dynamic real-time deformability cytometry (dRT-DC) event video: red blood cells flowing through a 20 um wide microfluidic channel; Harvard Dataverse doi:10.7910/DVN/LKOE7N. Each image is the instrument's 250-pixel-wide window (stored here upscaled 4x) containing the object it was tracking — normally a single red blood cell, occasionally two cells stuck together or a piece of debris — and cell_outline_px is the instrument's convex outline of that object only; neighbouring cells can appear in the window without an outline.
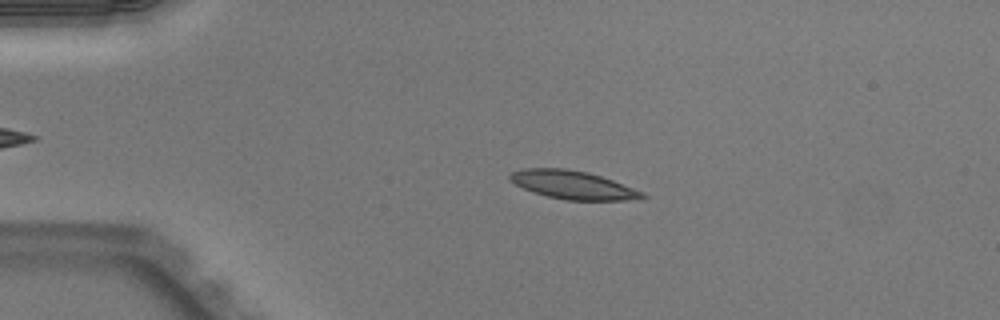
{"species": "Egyptian fruit bat (a non-hibernating species)", "species_latin": "Rousettus aegyptiacus", "temperature_condition": "warm", "stored_images_in_passage": 50, "camera_frame_rate_fps": 3000, "um_per_image_px": 0.085, "animal": {"sex": "male"}, "frame": {"image": 1, "passage_image": 11, "time_ms": 3.333, "image_size_px": [1000, 320], "cell_outline_px": [[648, 196], [624, 200], [564, 200], [532, 192], [516, 184], [508, 176], [512, 172], [524, 168], [564, 168], [588, 172], [612, 180], [644, 192]], "centroid_in_image_um": [48.68, 15.71], "position_along_channel_um": 36.3, "area_um2": 21.56}}
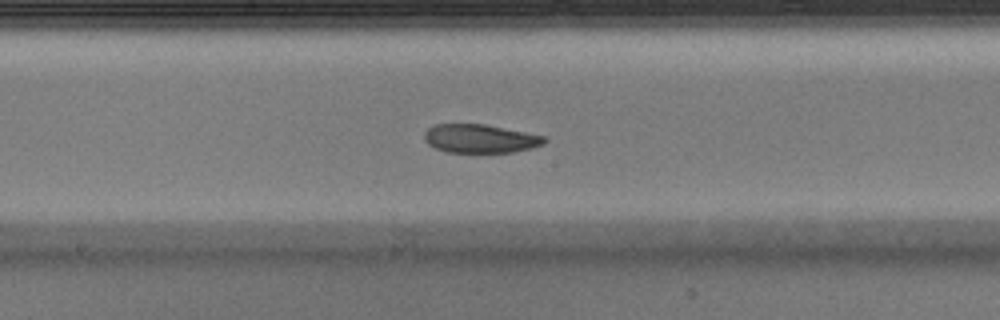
{"frame": {"image": 2, "passage_image": 27, "time_ms": 8.667, "image_size_px": [1000, 320], "cell_outline_px": [[548, 140], [544, 144], [532, 148], [512, 152], [448, 152], [436, 148], [428, 144], [424, 140], [424, 132], [432, 124], [484, 124], [544, 136]], "centroid_in_image_um": [40.79, 11.78], "position_along_channel_um": 207.4, "area_um2": 19.94}}
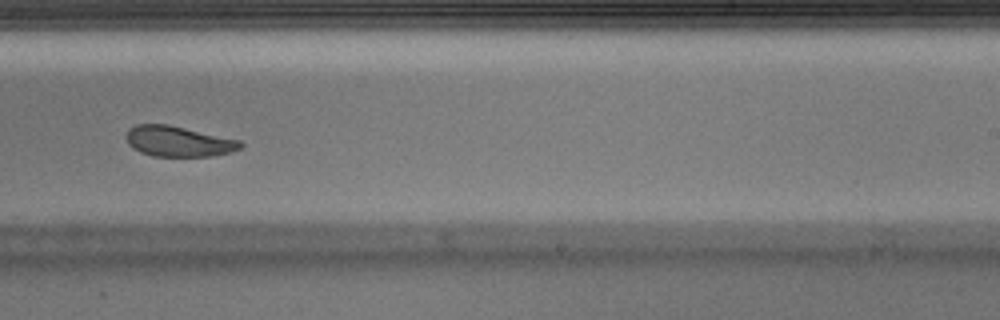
{"frame": {"image": 3, "passage_image": 32, "time_ms": 10.333, "image_size_px": [1000, 320], "cell_outline_px": [[244, 144], [240, 148], [232, 152], [212, 156], [152, 156], [140, 152], [132, 148], [128, 144], [128, 128], [136, 124], [168, 124], [240, 140]], "centroid_in_image_um": [15.17, 12.02], "position_along_channel_um": 273.8, "area_um2": 20.29}, "authors_computed_cell_mechanics": {"area_um2": 21.4149, "velocity_mm_per_s": 3.9981, "shape_relaxation_time_tau1_ms": 9.7682, "shape_relaxation_time_tau2_ms": 8.6012, "deformation_change_tau1": 0.2059, "deformation_change_tau2": 0.1494}}